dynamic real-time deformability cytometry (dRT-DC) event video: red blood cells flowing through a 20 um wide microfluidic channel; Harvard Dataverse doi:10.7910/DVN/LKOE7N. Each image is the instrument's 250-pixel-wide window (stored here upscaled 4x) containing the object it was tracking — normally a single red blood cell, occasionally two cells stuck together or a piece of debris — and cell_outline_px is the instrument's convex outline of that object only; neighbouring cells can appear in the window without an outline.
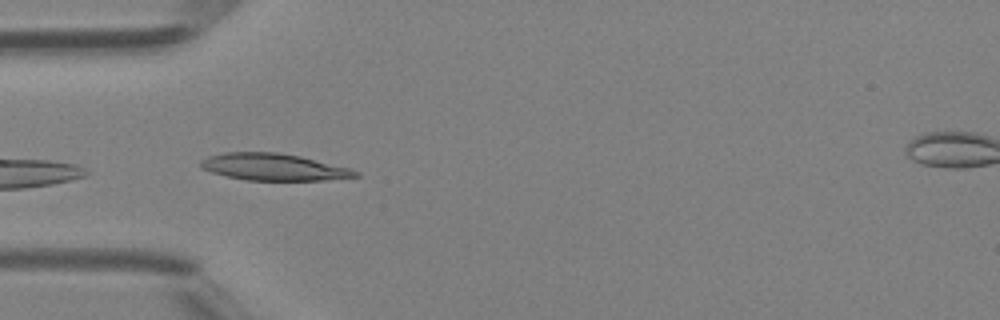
{"species": "Egyptian fruit bat (a non-hibernating species)", "species_latin": "Rousettus aegyptiacus", "temperature_condition": "room temperature", "stored_images_in_passage": 28, "camera_frame_rate_fps": 3000, "um_per_image_px": 0.085, "animal": {"sex": "female"}, "frame": {"image": 1, "passage_image": 1, "time_ms": 0.0, "image_size_px": [1000, 320], "cell_outline_px": [[360, 176], [324, 180], [248, 180], [228, 176], [212, 172], [200, 168], [200, 160], [208, 156], [224, 152], [280, 152], [300, 156], [348, 168], [360, 172]], "centroid_in_image_um": [23.23, 14.19], "position_along_channel_um": 61.8, "area_um2": 24.1}}